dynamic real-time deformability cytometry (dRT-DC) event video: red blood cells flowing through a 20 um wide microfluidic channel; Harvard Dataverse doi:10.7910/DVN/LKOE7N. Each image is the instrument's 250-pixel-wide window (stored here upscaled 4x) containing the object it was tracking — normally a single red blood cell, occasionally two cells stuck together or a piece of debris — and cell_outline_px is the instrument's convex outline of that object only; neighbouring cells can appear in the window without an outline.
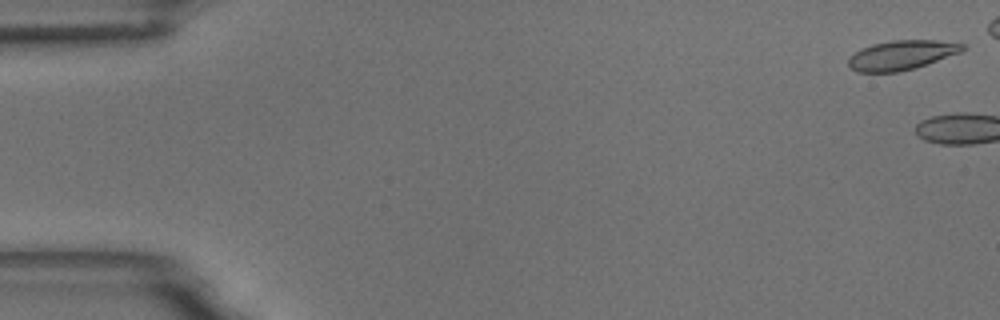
{"species": "common noctule bat (a hibernating species)", "species_latin": "Nyctalus noctula", "temperature_condition": "room temperature", "stored_images_in_passage": 3, "camera_frame_rate_fps": 3000, "um_per_image_px": 0.085, "animal": {"sex": "male", "body_mass_g": 18.8}, "frame": {"image": 1, "passage_image": 1, "time_ms": 0.0, "image_size_px": [1000, 320], "cell_outline_px": [[968, 48], [960, 52], [916, 68], [896, 72], [856, 72], [848, 68], [848, 56], [860, 48], [872, 44], [892, 40], [936, 40], [968, 44]], "centroid_in_image_um": [76.61, 4.68], "position_along_channel_um": 8.4, "area_um2": 19.94}}